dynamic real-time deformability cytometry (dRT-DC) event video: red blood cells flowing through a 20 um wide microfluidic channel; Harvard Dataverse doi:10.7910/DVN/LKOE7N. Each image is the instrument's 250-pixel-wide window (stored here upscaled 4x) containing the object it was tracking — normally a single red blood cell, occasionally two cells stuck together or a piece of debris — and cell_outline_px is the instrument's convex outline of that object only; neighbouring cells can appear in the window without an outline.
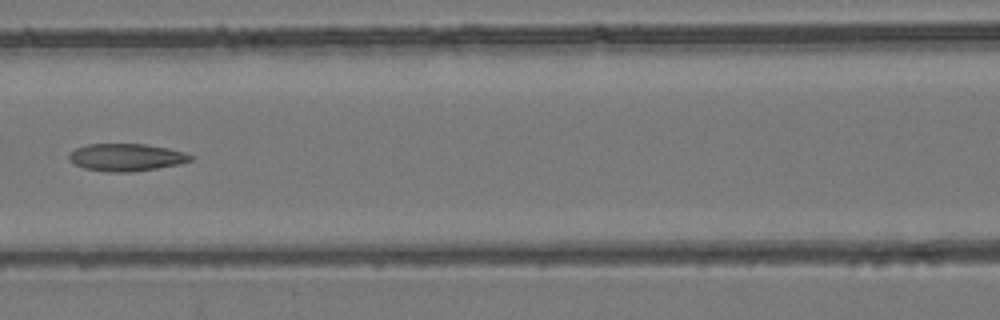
{"species": "common noctule bat (a hibernating species)", "species_latin": "Nyctalus noctula", "temperature_condition": "room temperature", "stored_images_in_passage": 8, "camera_frame_rate_fps": 3000, "um_per_image_px": 0.085, "animal": {"sex": "female", "body_mass_g": 24.6, "forearm_length_mm": 56.2}, "frame": {"image": 1, "passage_image": 7, "time_ms": 2.0, "image_size_px": [1000, 320], "cell_outline_px": [[196, 156], [192, 160], [180, 164], [132, 172], [112, 172], [84, 168], [76, 164], [68, 156], [76, 148], [88, 144], [144, 144], [168, 148], [184, 152]], "centroid_in_image_um": [10.8, 13.37], "position_along_channel_um": 155.8, "area_um2": 19.25}}
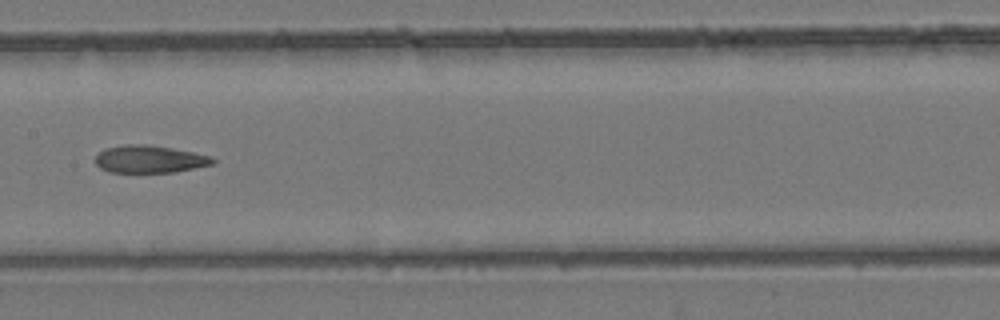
{"frame": {"image": 2, "passage_image": 8, "time_ms": 2.333, "image_size_px": [1000, 320], "cell_outline_px": [[216, 164], [176, 172], [108, 172], [100, 168], [96, 164], [96, 156], [100, 152], [108, 148], [128, 144], [144, 144], [172, 148], [212, 156], [216, 160]], "centroid_in_image_um": [12.77, 13.54], "position_along_channel_um": 194.6, "area_um2": 18.79}}